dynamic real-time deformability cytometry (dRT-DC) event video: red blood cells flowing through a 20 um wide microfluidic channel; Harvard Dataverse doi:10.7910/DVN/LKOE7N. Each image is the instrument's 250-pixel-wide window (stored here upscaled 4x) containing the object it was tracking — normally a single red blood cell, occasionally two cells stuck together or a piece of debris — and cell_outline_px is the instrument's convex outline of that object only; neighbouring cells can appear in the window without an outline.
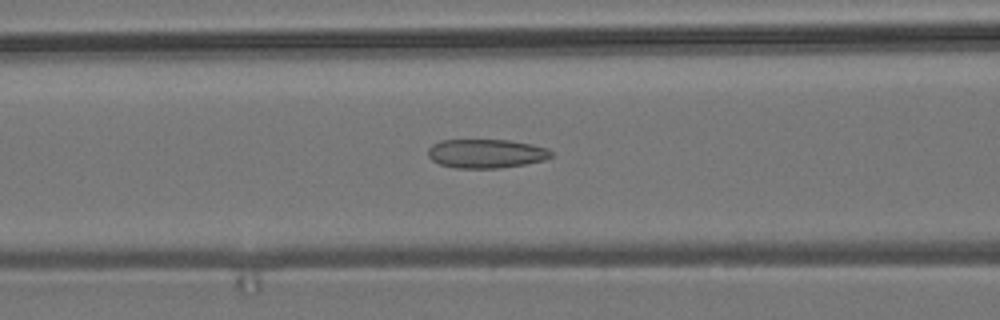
{"species": "common noctule bat (a hibernating species)", "species_latin": "Nyctalus noctula", "temperature_condition": "room temperature", "stored_images_in_passage": 38, "camera_frame_rate_fps": 3000, "um_per_image_px": 0.085, "animal": {"sex": "male", "body_mass_g": 19.2, "forearm_length_mm": 51.8}, "frame": {"image": 1, "passage_image": 5, "time_ms": 1.333, "image_size_px": [1000, 320], "cell_outline_px": [[552, 156], [544, 160], [524, 164], [500, 168], [456, 168], [440, 164], [432, 160], [428, 156], [428, 148], [432, 144], [440, 140], [508, 140], [532, 144], [548, 148], [552, 152]], "centroid_in_image_um": [41.31, 13.05], "position_along_channel_um": 125.3, "area_um2": 20.81}}
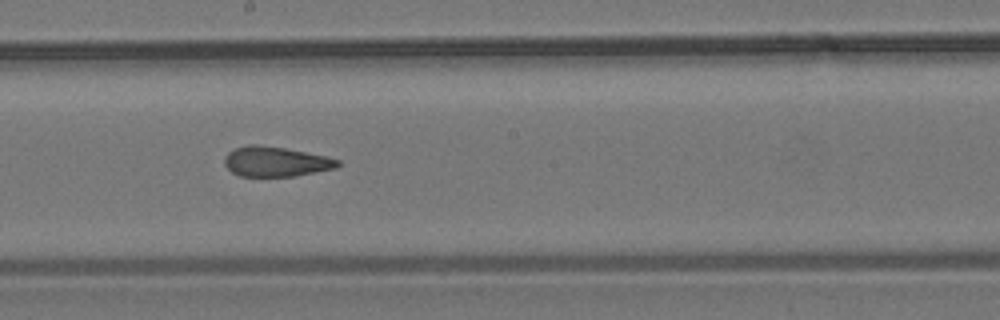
{"frame": {"image": 2, "passage_image": 13, "time_ms": 4.0, "image_size_px": [1000, 320], "cell_outline_px": [[340, 164], [336, 168], [296, 176], [240, 176], [232, 172], [224, 164], [224, 156], [228, 152], [236, 148], [248, 144], [256, 144], [284, 148], [324, 156], [340, 160]], "centroid_in_image_um": [23.41, 13.74], "position_along_channel_um": 224.8, "area_um2": 19.65}}
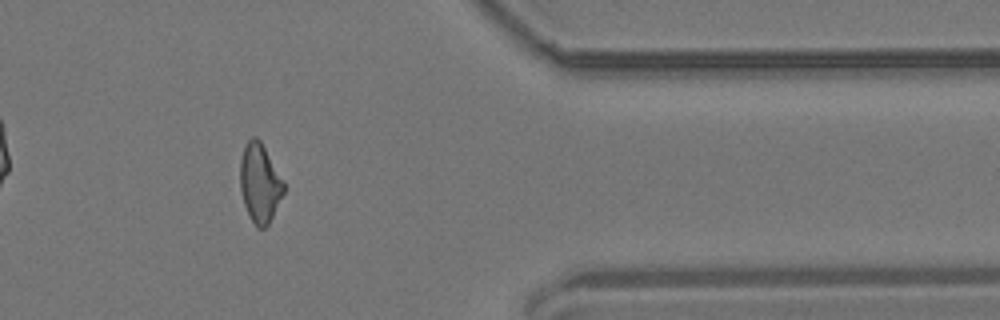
{"frame": {"image": 3, "passage_image": 28, "time_ms": 9.0, "image_size_px": [1000, 320], "cell_outline_px": [[284, 192], [268, 224], [264, 228], [256, 228], [244, 204], [240, 188], [240, 160], [244, 148], [248, 140], [252, 136], [256, 136], [260, 140], [284, 184]], "centroid_in_image_um": [22.05, 15.56], "position_along_channel_um": 389.3, "area_um2": 19.54}}